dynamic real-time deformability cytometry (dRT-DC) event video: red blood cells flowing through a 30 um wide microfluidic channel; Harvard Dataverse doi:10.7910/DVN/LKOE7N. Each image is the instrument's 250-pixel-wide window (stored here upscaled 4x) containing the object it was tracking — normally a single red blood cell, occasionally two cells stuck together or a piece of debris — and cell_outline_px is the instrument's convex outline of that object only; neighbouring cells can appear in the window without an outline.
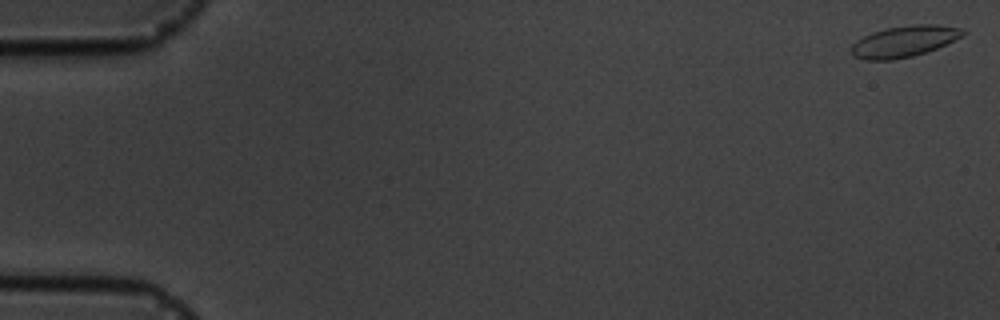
{"species": "common noctule bat (a hibernating species)", "species_latin": "Nyctalus noctula", "temperature_condition": "cold", "stored_images_in_passage": 4, "camera_frame_rate_fps": 3000, "um_per_image_px": 0.085, "animal": {"sex": "male", "body_mass_g": 19.5, "forearm_length_mm": 54.6}, "frame": {"image": 1, "passage_image": 1, "time_ms": 0.0, "image_size_px": [1000, 320], "cell_outline_px": [[964, 36], [936, 48], [912, 56], [892, 60], [864, 60], [852, 56], [852, 44], [856, 40], [872, 32], [888, 28], [916, 24], [936, 24], [964, 28]], "centroid_in_image_um": [76.85, 3.51], "position_along_channel_um": 8.1, "area_um2": 20.23}}